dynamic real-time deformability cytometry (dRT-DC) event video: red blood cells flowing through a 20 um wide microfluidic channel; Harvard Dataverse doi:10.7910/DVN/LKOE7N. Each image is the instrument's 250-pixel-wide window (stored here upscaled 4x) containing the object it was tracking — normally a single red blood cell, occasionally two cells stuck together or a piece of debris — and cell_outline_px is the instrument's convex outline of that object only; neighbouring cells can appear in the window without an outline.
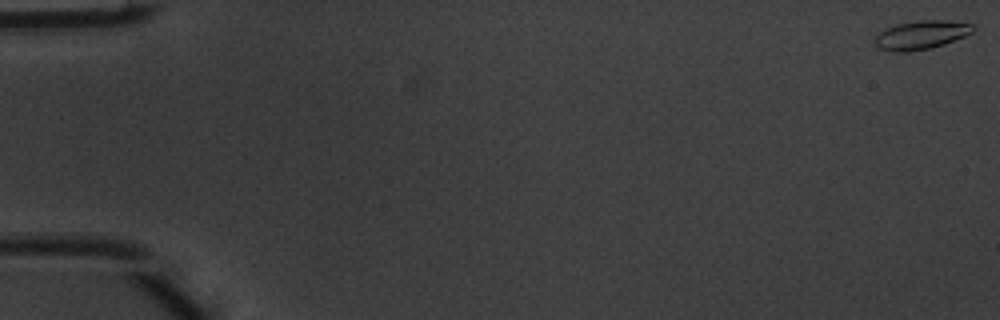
{"species": "common noctule bat (a hibernating species)", "species_latin": "Nyctalus noctula", "temperature_condition": "warm", "stored_images_in_passage": 52, "camera_frame_rate_fps": 3000, "um_per_image_px": 0.085, "animal": {"sex": "male", "body_mass_g": 20.1, "forearm_length_mm": 53.5}, "frame": {"image": 1, "passage_image": 1, "time_ms": 0.0, "image_size_px": [1000, 320], "cell_outline_px": [[976, 28], [972, 32], [964, 36], [944, 44], [928, 48], [908, 52], [892, 52], [880, 48], [876, 44], [876, 36], [880, 32], [896, 24], [920, 20], [944, 20], [976, 24]], "centroid_in_image_um": [78.34, 2.96], "position_along_channel_um": 6.7, "area_um2": 16.24}}
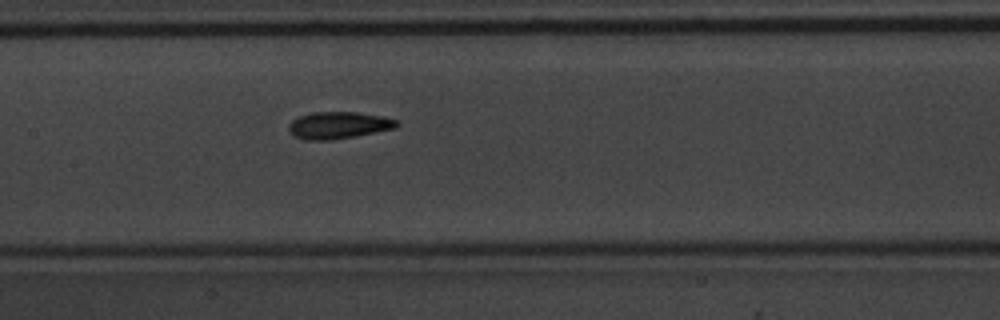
{"frame": {"image": 2, "passage_image": 26, "time_ms": 8.333, "image_size_px": [1000, 320], "cell_outline_px": [[396, 128], [352, 136], [328, 140], [304, 140], [292, 136], [288, 132], [288, 124], [292, 120], [300, 116], [312, 112], [356, 112], [384, 116], [396, 120]], "centroid_in_image_um": [28.69, 10.64], "position_along_channel_um": 178.7, "area_um2": 16.88}}
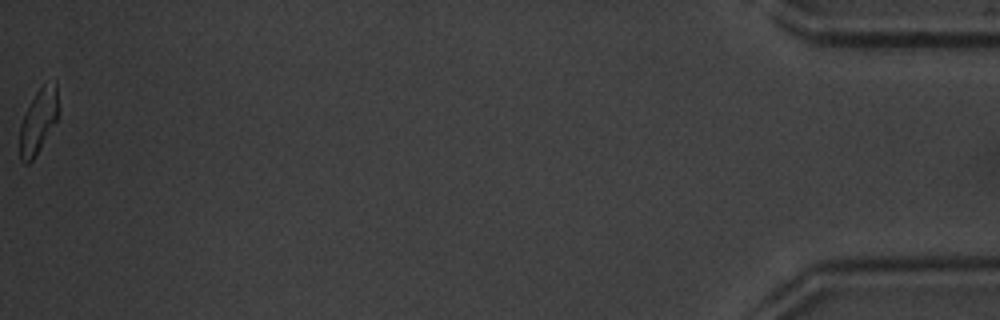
{"frame": {"image": 3, "passage_image": 52, "time_ms": 17.0, "image_size_px": [1000, 320], "cell_outline_px": [[60, 116], [32, 160], [28, 164], [24, 164], [20, 160], [20, 124], [36, 92], [44, 84], [56, 80]], "centroid_in_image_um": [3.3, 10.28], "position_along_channel_um": 431.9, "area_um2": 14.51}, "authors_computed_cell_mechanics": {"area_um2": 16.0395, "velocity_mm_per_s": 4.0105, "shape_relaxation_time_tau1_ms": 3.7948, "shape_relaxation_time_tau2_ms": 2.7851, "deformation_change_tau1": 0.1446, "deformation_change_tau2": 0.0891}}